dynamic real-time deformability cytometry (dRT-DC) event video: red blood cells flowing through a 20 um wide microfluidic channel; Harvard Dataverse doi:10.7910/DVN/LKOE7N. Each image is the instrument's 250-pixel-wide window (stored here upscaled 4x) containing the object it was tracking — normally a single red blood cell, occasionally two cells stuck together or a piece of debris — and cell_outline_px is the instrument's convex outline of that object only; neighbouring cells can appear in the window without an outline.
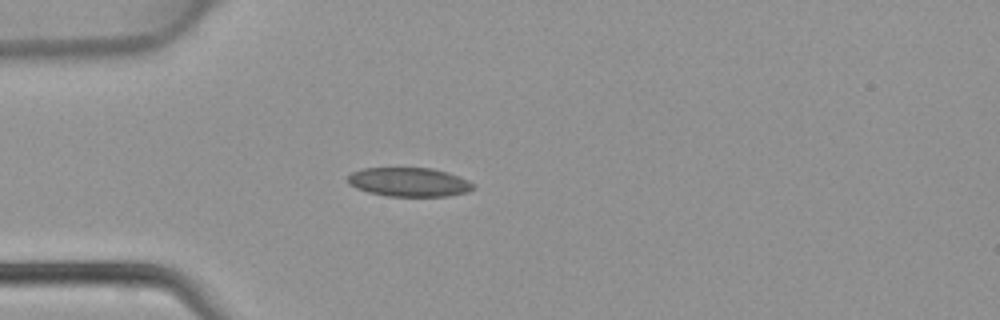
{"species": "common noctule bat (a hibernating species)", "species_latin": "Nyctalus noctula", "temperature_condition": "warm", "stored_images_in_passage": 3, "camera_frame_rate_fps": 3000, "um_per_image_px": 0.085, "animal": {"sex": "female", "body_mass_g": 22.7, "forearm_length_mm": 54.2}, "frame": {"image": 1, "passage_image": 3, "time_ms": 0.667, "image_size_px": [1000, 320], "cell_outline_px": [[476, 188], [468, 192], [448, 196], [388, 196], [368, 192], [356, 188], [348, 184], [348, 176], [352, 172], [364, 168], [432, 168], [448, 172], [468, 180]], "centroid_in_image_um": [34.78, 15.48], "position_along_channel_um": 50.2, "area_um2": 21.21}}